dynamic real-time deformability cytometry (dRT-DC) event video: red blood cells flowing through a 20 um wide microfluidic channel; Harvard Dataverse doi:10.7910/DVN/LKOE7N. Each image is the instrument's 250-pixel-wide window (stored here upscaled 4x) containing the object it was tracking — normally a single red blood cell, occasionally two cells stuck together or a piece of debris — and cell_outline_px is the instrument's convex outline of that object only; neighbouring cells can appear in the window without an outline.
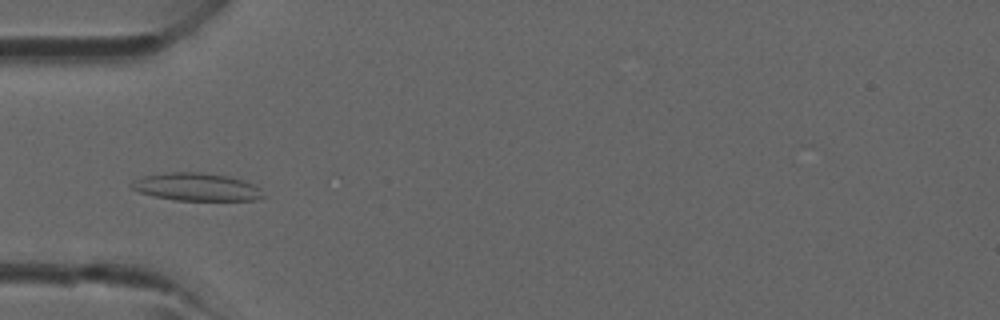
{"species": "common noctule bat (a hibernating species)", "species_latin": "Nyctalus noctula", "temperature_condition": "room temperature", "stored_images_in_passage": 2, "camera_frame_rate_fps": 3000, "um_per_image_px": 0.085, "animal": {"sex": "male", "forearm_length_mm": 52.5}, "frame": {"image": 1, "passage_image": 2, "time_ms": 2.0, "image_size_px": [1000, 320], "cell_outline_px": [[264, 196], [256, 200], [176, 200], [156, 196], [140, 192], [132, 188], [132, 184], [136, 180], [144, 176], [172, 172], [200, 172], [224, 176], [244, 180], [260, 188]], "centroid_in_image_um": [16.75, 15.89], "position_along_channel_um": 68.3, "area_um2": 20.81}}